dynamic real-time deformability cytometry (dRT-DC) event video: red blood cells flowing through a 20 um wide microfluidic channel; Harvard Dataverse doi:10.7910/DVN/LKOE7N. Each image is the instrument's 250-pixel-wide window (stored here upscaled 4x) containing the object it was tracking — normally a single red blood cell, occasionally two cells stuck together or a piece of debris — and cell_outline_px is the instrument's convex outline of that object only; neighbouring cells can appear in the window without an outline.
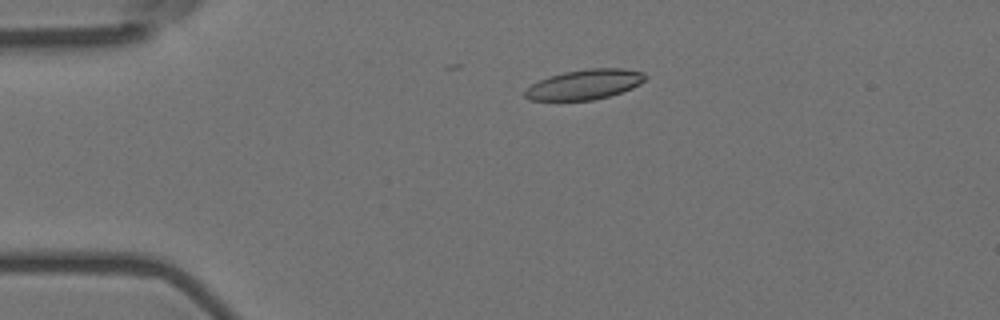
{"species": "Egyptian fruit bat (a non-hibernating species)", "species_latin": "Rousettus aegyptiacus", "temperature_condition": "room temperature", "stored_images_in_passage": 17, "camera_frame_rate_fps": 3000, "um_per_image_px": 0.085, "animal": {"sex": "female"}, "frame": {"image": 1, "passage_image": 12, "time_ms": 3.667, "image_size_px": [1000, 320], "cell_outline_px": [[648, 76], [640, 84], [632, 88], [608, 96], [592, 100], [528, 100], [524, 96], [524, 92], [532, 84], [548, 76], [564, 72], [588, 68], [624, 68], [644, 72]], "centroid_in_image_um": [49.71, 7.17], "position_along_channel_um": 35.3, "area_um2": 20.98}}